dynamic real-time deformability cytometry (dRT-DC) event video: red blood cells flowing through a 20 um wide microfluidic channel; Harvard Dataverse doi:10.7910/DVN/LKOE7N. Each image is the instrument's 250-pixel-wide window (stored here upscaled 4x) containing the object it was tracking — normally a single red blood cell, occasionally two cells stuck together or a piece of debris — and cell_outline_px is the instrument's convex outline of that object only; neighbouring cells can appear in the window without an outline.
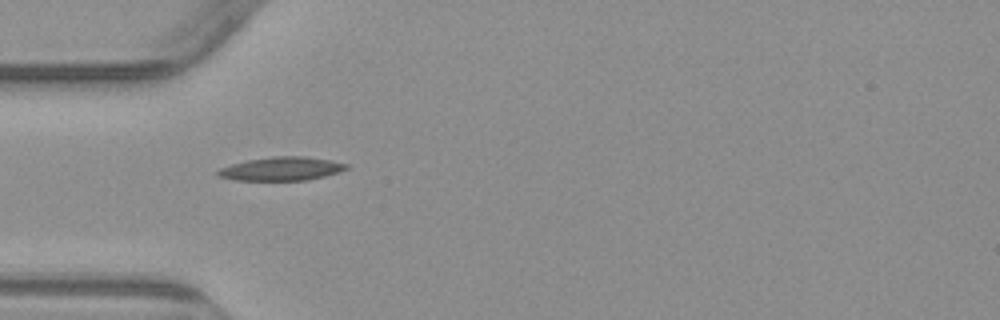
{"species": "common noctule bat (a hibernating species)", "species_latin": "Nyctalus noctula", "temperature_condition": "warm", "stored_images_in_passage": 6, "camera_frame_rate_fps": 3000, "um_per_image_px": 0.085, "animal": {"sex": "male", "body_mass_g": 23.1, "forearm_length_mm": 52.7}, "frame": {"image": 1, "passage_image": 5, "time_ms": 4.667, "image_size_px": [1000, 320], "cell_outline_px": [[348, 168], [324, 176], [308, 180], [236, 180], [216, 176], [216, 172], [220, 168], [232, 164], [248, 160], [272, 156], [304, 156], [332, 160], [348, 164]], "centroid_in_image_um": [23.91, 14.34], "position_along_channel_um": 61.1, "area_um2": 17.57}}
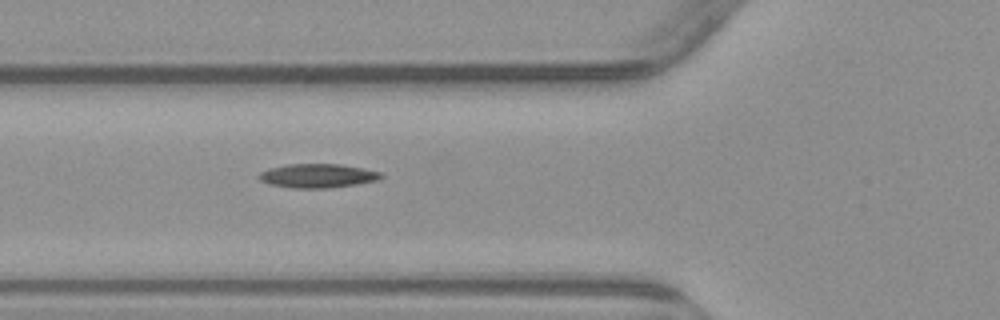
{"frame": {"image": 2, "passage_image": 6, "time_ms": 5.667, "image_size_px": [1000, 320], "cell_outline_px": [[384, 176], [380, 180], [356, 184], [328, 188], [292, 188], [268, 184], [260, 180], [256, 176], [260, 172], [268, 168], [288, 164], [340, 164], [364, 168], [380, 172]], "centroid_in_image_um": [26.98, 14.94], "position_along_channel_um": 98.8, "area_um2": 17.22}}